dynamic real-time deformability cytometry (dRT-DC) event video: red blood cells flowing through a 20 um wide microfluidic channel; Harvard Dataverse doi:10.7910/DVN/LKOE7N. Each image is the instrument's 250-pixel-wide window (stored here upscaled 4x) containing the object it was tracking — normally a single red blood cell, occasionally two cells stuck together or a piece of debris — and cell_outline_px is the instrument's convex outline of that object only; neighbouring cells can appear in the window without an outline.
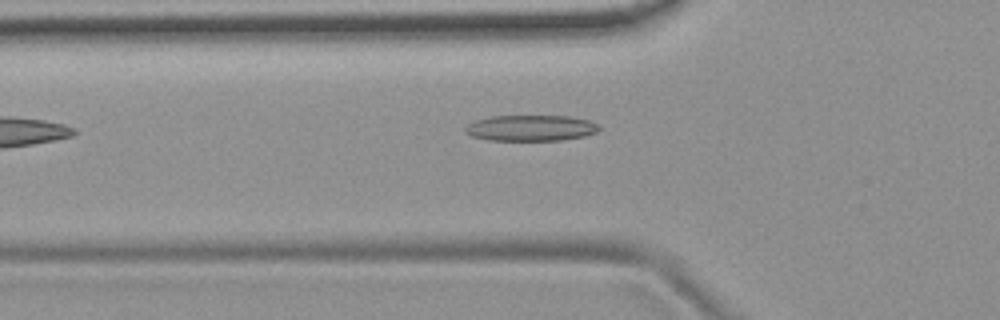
{"species": "common noctule bat (a hibernating species)", "species_latin": "Nyctalus noctula", "temperature_condition": "room temperature", "stored_images_in_passage": 19, "camera_frame_rate_fps": 3000, "um_per_image_px": 0.085, "animal": {"sex": "female", "body_mass_g": 19.9}, "frame": {"image": 1, "passage_image": 4, "time_ms": 1.0, "image_size_px": [1000, 320], "cell_outline_px": [[600, 128], [596, 132], [584, 136], [560, 140], [488, 140], [472, 136], [464, 132], [464, 128], [468, 124], [476, 120], [492, 116], [568, 116], [588, 120], [600, 124]], "centroid_in_image_um": [45.11, 10.88], "position_along_channel_um": 80.7, "area_um2": 20.17}}
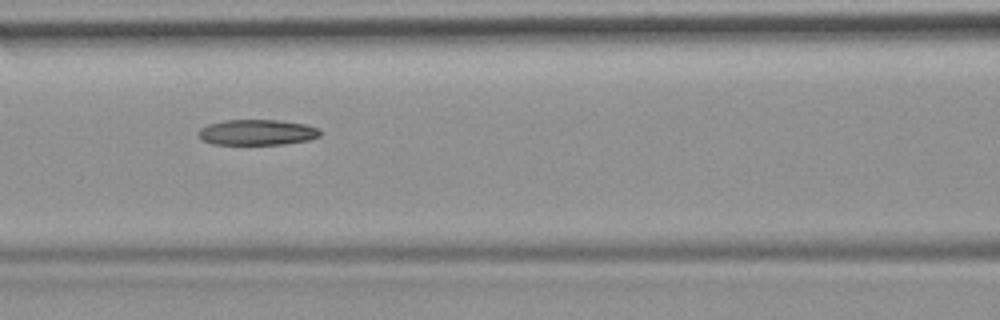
{"frame": {"image": 2, "passage_image": 9, "time_ms": 2.667, "image_size_px": [1000, 320], "cell_outline_px": [[320, 136], [308, 140], [284, 144], [212, 144], [204, 140], [200, 136], [200, 128], [208, 124], [224, 120], [276, 120], [308, 124], [320, 128]], "centroid_in_image_um": [21.91, 11.24], "position_along_channel_um": 144.7, "area_um2": 18.09}}